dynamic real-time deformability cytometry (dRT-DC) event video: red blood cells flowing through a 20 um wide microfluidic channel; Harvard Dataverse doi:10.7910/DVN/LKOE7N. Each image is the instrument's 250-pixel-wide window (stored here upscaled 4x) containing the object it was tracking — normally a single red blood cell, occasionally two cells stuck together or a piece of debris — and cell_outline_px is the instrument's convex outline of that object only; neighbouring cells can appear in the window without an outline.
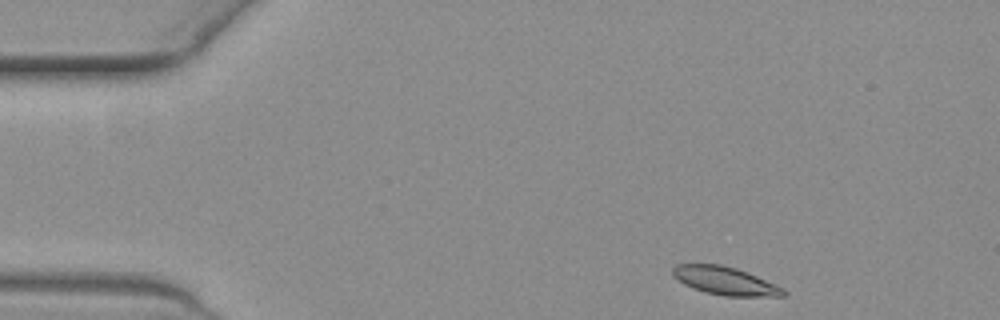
{"species": "common noctule bat (a hibernating species)", "species_latin": "Nyctalus noctula", "temperature_condition": "warm", "stored_images_in_passage": 49, "camera_frame_rate_fps": 3000, "um_per_image_px": 0.085, "animal": {"sex": "female", "body_mass_g": 19.3, "forearm_length_mm": 54.1}, "frame": {"image": 1, "passage_image": 1, "time_ms": 0.0, "image_size_px": [1000, 320], "cell_outline_px": [[788, 292], [784, 296], [724, 296], [704, 292], [692, 288], [684, 284], [672, 276], [672, 268], [676, 264], [720, 264], [736, 268], [776, 284], [784, 288]], "centroid_in_image_um": [61.62, 23.87], "position_along_channel_um": 23.4, "area_um2": 18.21}}
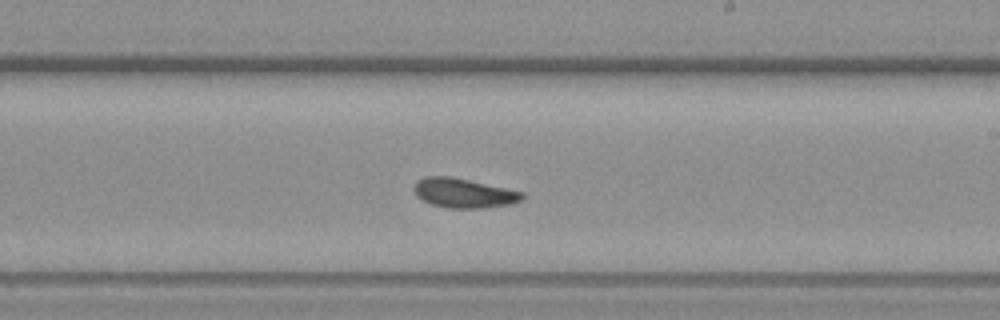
{"frame": {"image": 2, "passage_image": 26, "time_ms": 8.333, "image_size_px": [1000, 320], "cell_outline_px": [[524, 196], [520, 200], [512, 204], [480, 208], [448, 208], [432, 204], [420, 200], [416, 196], [412, 188], [416, 180], [424, 176], [452, 176], [524, 192]], "centroid_in_image_um": [39.35, 16.4], "position_along_channel_um": 249.6, "area_um2": 18.79}}
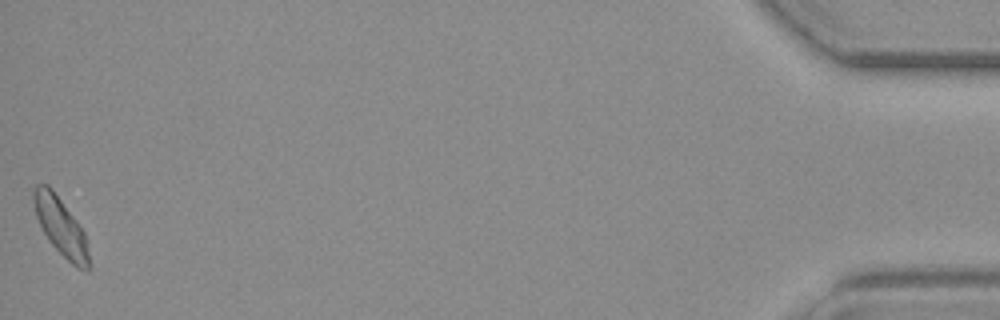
{"frame": {"image": 3, "passage_image": 49, "time_ms": 16.0, "image_size_px": [1000, 320], "cell_outline_px": [[92, 268], [88, 272], [76, 268], [48, 240], [36, 216], [32, 200], [32, 192], [36, 184], [48, 184], [52, 188], [76, 220], [84, 232], [92, 264]], "centroid_in_image_um": [5.19, 19.29], "position_along_channel_um": 430.0, "area_um2": 18.84}, "authors_computed_cell_mechanics": {"area_um2": 18.3804, "velocity_mm_per_s": 3.6864, "shape_relaxation_time_tau1_ms": 2.8435, "shape_relaxation_time_tau2_ms": null, "deformation_change_tau1": 0.102, "deformation_change_tau2": null}}